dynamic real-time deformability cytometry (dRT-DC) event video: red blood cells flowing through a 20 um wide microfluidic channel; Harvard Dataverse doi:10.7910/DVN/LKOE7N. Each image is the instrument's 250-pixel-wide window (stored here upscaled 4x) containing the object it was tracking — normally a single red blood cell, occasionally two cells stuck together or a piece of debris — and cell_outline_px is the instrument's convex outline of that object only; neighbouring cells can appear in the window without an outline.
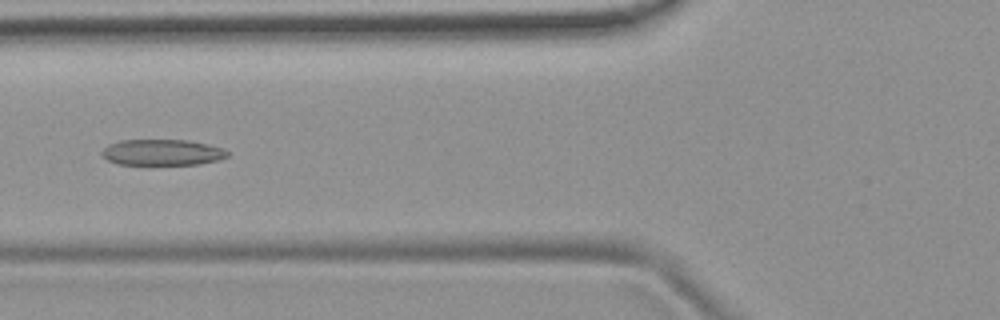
{"species": "common noctule bat (a hibernating species)", "species_latin": "Nyctalus noctula", "temperature_condition": "room temperature", "stored_images_in_passage": 7, "camera_frame_rate_fps": 3000, "um_per_image_px": 0.085, "animal": {"sex": "female", "body_mass_g": 19.9}, "frame": {"image": 1, "passage_image": 6, "time_ms": 1.667, "image_size_px": [1000, 320], "cell_outline_px": [[228, 156], [220, 160], [196, 164], [116, 164], [108, 160], [100, 152], [108, 144], [120, 140], [188, 140], [208, 144], [224, 148], [228, 152]], "centroid_in_image_um": [13.8, 12.94], "position_along_channel_um": 112.0, "area_um2": 19.02}}
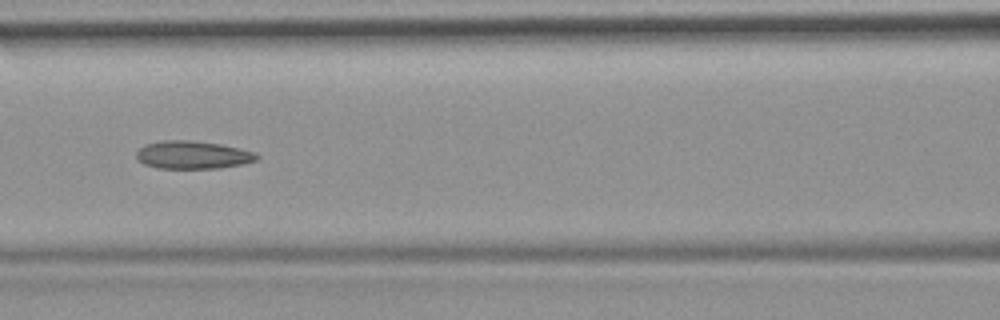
{"frame": {"image": 2, "passage_image": 7, "time_ms": 2.0, "image_size_px": [1000, 320], "cell_outline_px": [[260, 156], [256, 160], [244, 164], [220, 168], [156, 168], [144, 164], [136, 160], [136, 152], [144, 144], [164, 140], [188, 140], [220, 144], [256, 152]], "centroid_in_image_um": [16.37, 13.17], "position_along_channel_um": 150.2, "area_um2": 19.71}}